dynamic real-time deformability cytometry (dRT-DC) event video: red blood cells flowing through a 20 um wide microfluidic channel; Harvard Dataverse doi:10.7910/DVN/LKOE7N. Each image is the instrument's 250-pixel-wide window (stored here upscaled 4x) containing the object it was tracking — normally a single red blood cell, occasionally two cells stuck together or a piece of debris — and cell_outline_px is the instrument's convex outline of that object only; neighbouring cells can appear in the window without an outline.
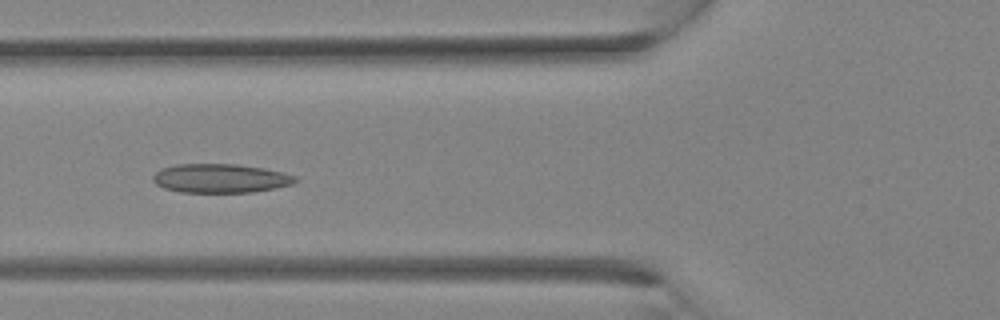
{"species": "Egyptian fruit bat (a non-hibernating species)", "species_latin": "Rousettus aegyptiacus", "temperature_condition": "room temperature", "stored_images_in_passage": 29, "camera_frame_rate_fps": 3000, "um_per_image_px": 0.085, "animal": {"sex": "female"}, "frame": {"image": 1, "passage_image": 12, "time_ms": 3.667, "image_size_px": [1000, 320], "cell_outline_px": [[300, 180], [292, 184], [252, 192], [180, 192], [164, 188], [156, 184], [152, 180], [152, 176], [160, 168], [176, 164], [236, 164], [264, 168], [284, 172], [296, 176]], "centroid_in_image_um": [18.73, 15.15], "position_along_channel_um": 107.1, "area_um2": 24.1}}
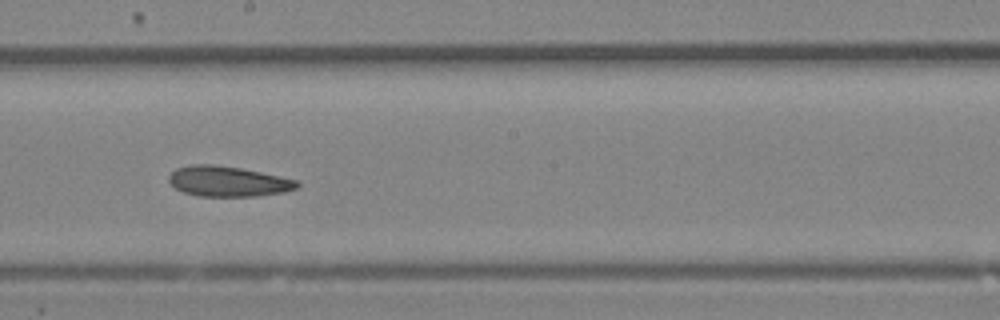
{"frame": {"image": 2, "passage_image": 18, "time_ms": 5.667, "image_size_px": [1000, 320], "cell_outline_px": [[300, 184], [296, 188], [284, 192], [256, 196], [200, 196], [184, 192], [176, 188], [168, 180], [168, 176], [176, 168], [192, 164], [216, 164], [240, 168], [300, 180]], "centroid_in_image_um": [19.39, 15.41], "position_along_channel_um": 228.8, "area_um2": 22.66}}
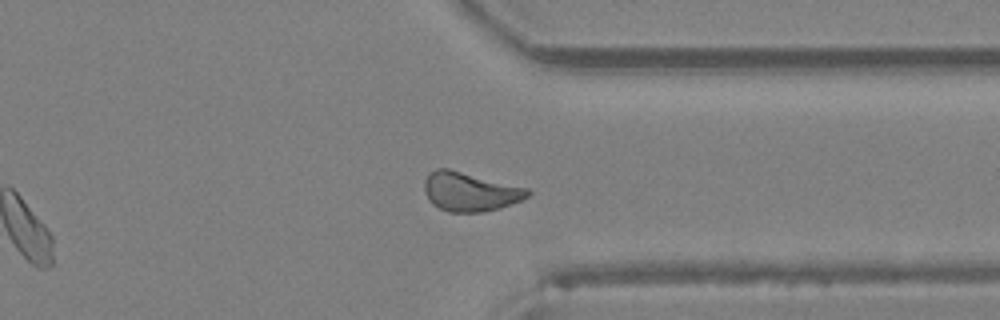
{"frame": {"image": 3, "passage_image": 25, "time_ms": 8.0, "image_size_px": [1000, 320], "cell_outline_px": [[532, 192], [528, 196], [520, 200], [500, 208], [484, 212], [448, 212], [432, 204], [428, 200], [424, 192], [424, 180], [428, 172], [436, 168], [448, 168], [528, 188]], "centroid_in_image_um": [39.91, 16.29], "position_along_channel_um": 371.5, "area_um2": 23.64}}